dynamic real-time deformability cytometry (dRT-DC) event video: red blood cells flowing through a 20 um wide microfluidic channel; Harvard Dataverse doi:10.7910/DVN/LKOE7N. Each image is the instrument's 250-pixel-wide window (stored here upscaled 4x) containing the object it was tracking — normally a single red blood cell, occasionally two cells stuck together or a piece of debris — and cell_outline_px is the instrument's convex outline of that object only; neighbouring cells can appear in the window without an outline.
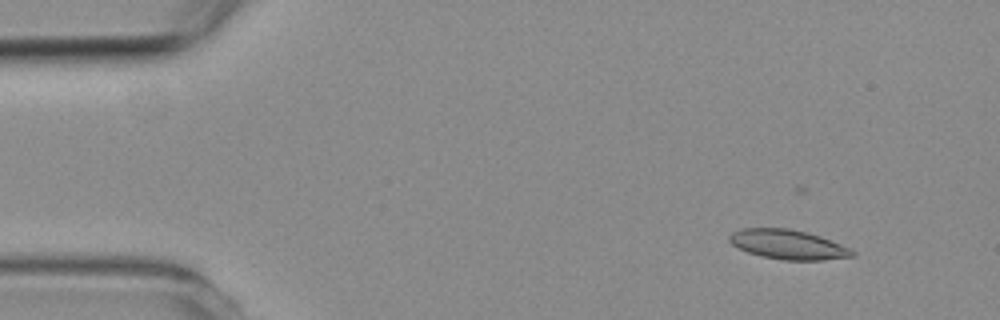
{"species": "common noctule bat (a hibernating species)", "species_latin": "Nyctalus noctula", "temperature_condition": "room temperature", "stored_images_in_passage": 5, "camera_frame_rate_fps": 3000, "um_per_image_px": 0.085, "animal": {"sex": "female", "body_mass_g": 19.3, "forearm_length_mm": 54.1}, "frame": {"image": 1, "passage_image": 2, "time_ms": 1.0, "image_size_px": [1000, 320], "cell_outline_px": [[856, 256], [824, 260], [784, 260], [764, 256], [748, 252], [732, 244], [728, 240], [728, 236], [732, 232], [740, 228], [788, 228], [808, 232], [820, 236], [840, 244], [856, 252]], "centroid_in_image_um": [66.99, 20.77], "position_along_channel_um": 18.0, "area_um2": 21.1}}